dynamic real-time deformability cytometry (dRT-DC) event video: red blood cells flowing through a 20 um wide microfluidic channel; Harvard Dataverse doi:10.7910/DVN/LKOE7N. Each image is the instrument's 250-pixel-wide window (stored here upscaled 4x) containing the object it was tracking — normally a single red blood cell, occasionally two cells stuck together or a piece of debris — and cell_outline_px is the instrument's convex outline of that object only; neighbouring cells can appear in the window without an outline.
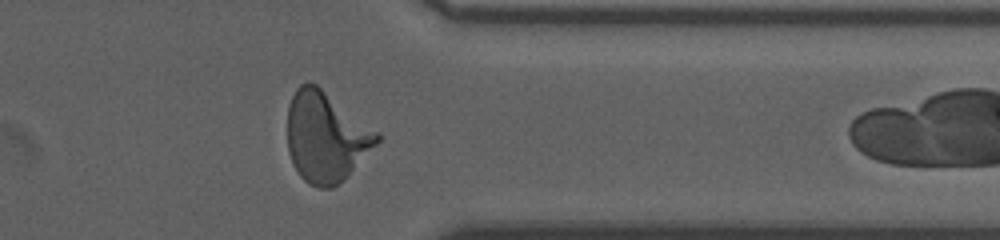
{"species": "human", "species_latin": "Homo sapiens", "temperature_condition": "room temperature", "stored_images_in_passage": 26, "camera_frame_rate_fps": 3000, "um_per_image_px": 0.085, "donor": {"sex": "male"}, "frame": {"image": 1, "passage_image": 24, "time_ms": 8.667, "image_size_px": [1000, 240], "cell_outline_px": [[380, 140], [348, 176], [332, 188], [320, 188], [308, 184], [300, 176], [292, 164], [288, 152], [288, 104], [296, 88], [300, 84], [308, 80], [316, 84], [380, 132]], "centroid_in_image_um": [27.69, 11.63], "position_along_channel_um": 383.7, "area_um2": 47.34}}